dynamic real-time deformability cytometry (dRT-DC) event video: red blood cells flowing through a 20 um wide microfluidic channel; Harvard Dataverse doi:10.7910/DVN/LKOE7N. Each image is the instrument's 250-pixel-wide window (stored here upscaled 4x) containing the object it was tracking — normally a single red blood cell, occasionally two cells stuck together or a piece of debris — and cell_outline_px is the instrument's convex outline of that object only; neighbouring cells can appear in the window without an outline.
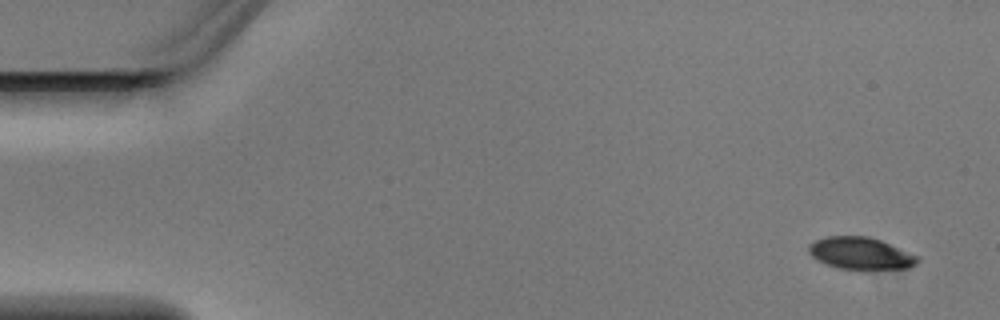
{"species": "Egyptian fruit bat (a non-hibernating species)", "species_latin": "Rousettus aegyptiacus", "temperature_condition": "warm", "stored_images_in_passage": 4, "segment_of_instrument_passage": [1, 2], "camera_frame_rate_fps": 3000, "um_per_image_px": 0.085, "animal": {"sex": "male"}, "frame": {"image": 1, "passage_image": 1, "time_ms": 0.0, "image_size_px": [1000, 320], "cell_outline_px": [[920, 260], [916, 264], [908, 268], [860, 272], [840, 268], [816, 260], [808, 252], [808, 244], [816, 240], [828, 236], [868, 236], [880, 240], [920, 256]], "centroid_in_image_um": [73.19, 21.57], "position_along_channel_um": 11.8, "area_um2": 21.04}}